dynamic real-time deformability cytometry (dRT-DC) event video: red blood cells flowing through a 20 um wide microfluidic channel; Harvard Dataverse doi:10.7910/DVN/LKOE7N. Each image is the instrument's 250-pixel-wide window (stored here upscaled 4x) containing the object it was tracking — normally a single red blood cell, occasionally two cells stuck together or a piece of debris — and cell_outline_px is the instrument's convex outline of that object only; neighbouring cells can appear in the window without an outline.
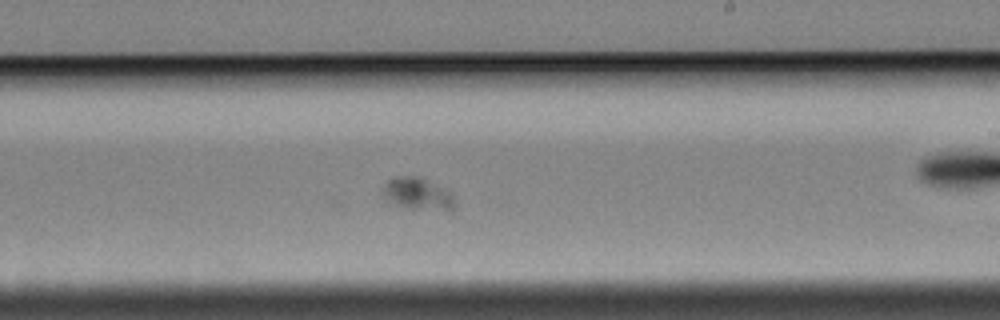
{"species": "Egyptian fruit bat (a non-hibernating species)", "species_latin": "Rousettus aegyptiacus", "temperature_condition": "cold", "stored_images_in_passage": 41, "segment_of_instrument_passage": [2, 2], "camera_frame_rate_fps": 3000, "um_per_image_px": 0.085, "animal": {"sex": "female"}, "frame": {"image": 1, "passage_image": 16, "time_ms": 5.0, "image_size_px": [1000, 320], "cell_outline_px": [[456, 208], [452, 212], [448, 212], [408, 208], [384, 200], [384, 184], [388, 180], [396, 176], [416, 176], [448, 188], [452, 192], [456, 204]], "centroid_in_image_um": [35.61, 16.51], "position_along_channel_um": 253.4, "area_um2": 13.99}}
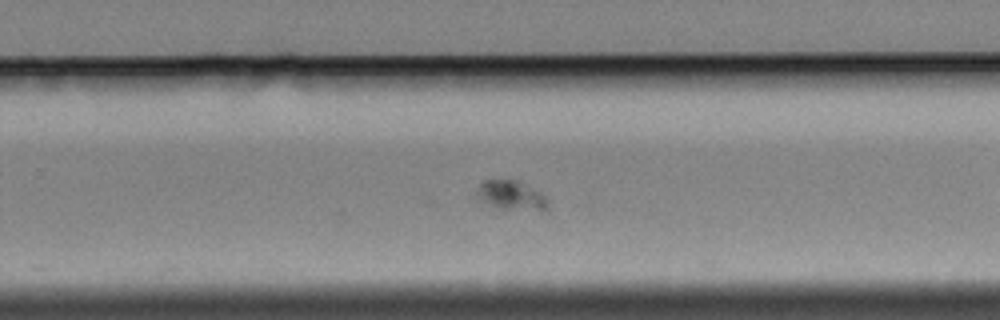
{"frame": {"image": 2, "passage_image": 19, "time_ms": 6.0, "image_size_px": [1000, 320], "cell_outline_px": [[548, 212], [540, 212], [496, 208], [480, 196], [480, 184], [484, 180], [516, 180], [544, 196], [548, 200]], "centroid_in_image_um": [43.59, 16.66], "position_along_channel_um": 286.2, "area_um2": 11.73}}
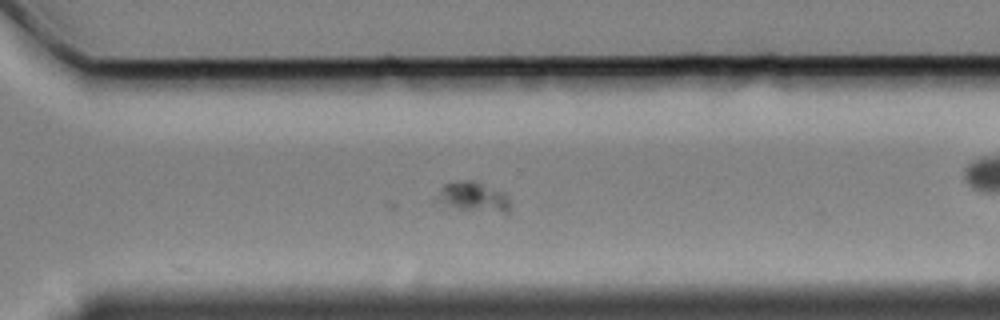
{"frame": {"image": 3, "passage_image": 23, "time_ms": 7.333, "image_size_px": [1000, 320], "cell_outline_px": [[512, 212], [508, 216], [456, 208], [440, 200], [440, 188], [444, 184], [468, 180], [504, 192], [512, 208]], "centroid_in_image_um": [40.42, 16.82], "position_along_channel_um": 330.2, "area_um2": 12.54}}